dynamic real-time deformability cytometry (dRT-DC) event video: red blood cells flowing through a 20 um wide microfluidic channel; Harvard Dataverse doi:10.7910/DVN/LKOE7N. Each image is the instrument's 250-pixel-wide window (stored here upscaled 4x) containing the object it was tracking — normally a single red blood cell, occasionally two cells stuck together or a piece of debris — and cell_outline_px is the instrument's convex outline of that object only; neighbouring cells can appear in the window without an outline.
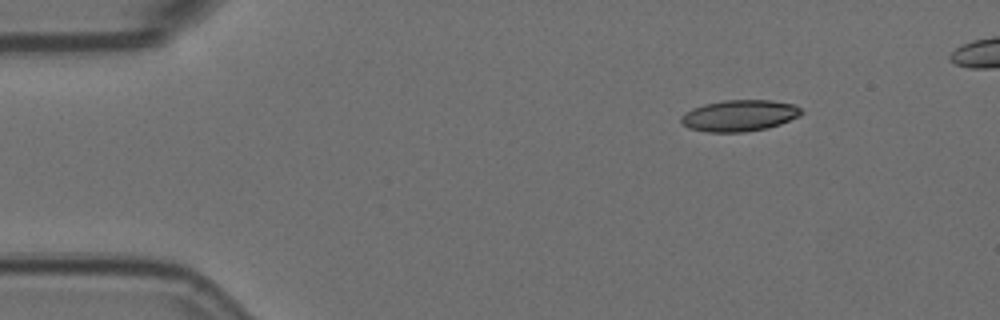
{"species": "Egyptian fruit bat (a non-hibernating species)", "species_latin": "Rousettus aegyptiacus", "temperature_condition": "room temperature", "stored_images_in_passage": 13, "camera_frame_rate_fps": 3000, "um_per_image_px": 0.085, "animal": {"sex": "female"}, "frame": {"image": 1, "passage_image": 1, "time_ms": 0.0, "image_size_px": [1000, 320], "cell_outline_px": [[804, 112], [800, 116], [780, 124], [768, 128], [744, 132], [708, 132], [688, 128], [680, 120], [680, 116], [684, 112], [692, 108], [704, 104], [724, 100], [772, 100], [792, 104], [800, 108]], "centroid_in_image_um": [62.84, 9.82], "position_along_channel_um": 22.2, "area_um2": 22.08}}
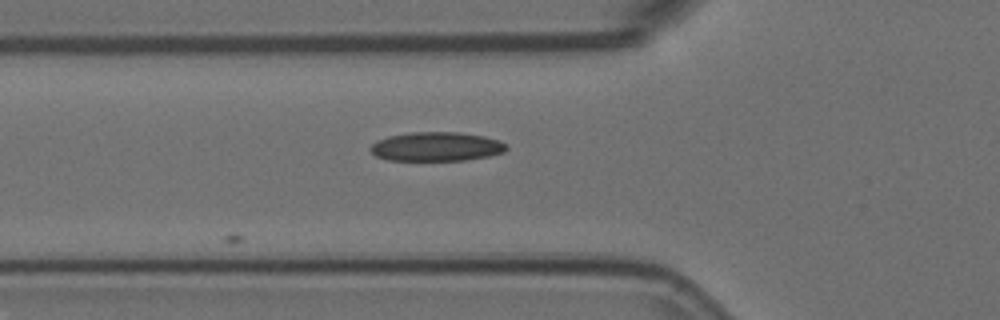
{"frame": {"image": 2, "passage_image": 13, "time_ms": 4.0, "image_size_px": [1000, 320], "cell_outline_px": [[508, 148], [504, 152], [488, 156], [464, 160], [388, 160], [376, 156], [368, 148], [376, 140], [388, 136], [412, 132], [456, 132], [484, 136], [500, 140], [508, 144]], "centroid_in_image_um": [37.1, 12.45], "position_along_channel_um": 88.7, "area_um2": 23.12}}